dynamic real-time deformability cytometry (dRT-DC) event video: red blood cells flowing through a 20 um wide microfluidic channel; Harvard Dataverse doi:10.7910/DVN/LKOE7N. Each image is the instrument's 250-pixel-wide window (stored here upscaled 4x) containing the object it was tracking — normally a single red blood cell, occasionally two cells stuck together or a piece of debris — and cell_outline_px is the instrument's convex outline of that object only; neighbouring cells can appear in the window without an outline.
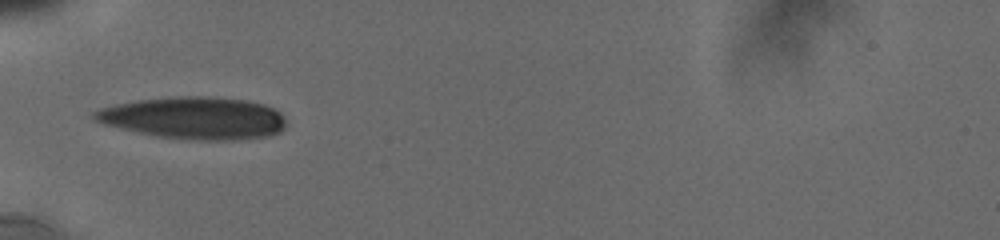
{"species": "human", "species_latin": "Homo sapiens", "temperature_condition": "cold", "stored_images_in_passage": 37, "camera_frame_rate_fps": 3000, "um_per_image_px": 0.085, "donor": {"sex": "male"}, "frame": {"image": 1, "passage_image": 1, "time_ms": 0.0, "image_size_px": [1000, 240], "cell_outline_px": [[284, 128], [280, 132], [268, 136], [240, 140], [196, 140], [156, 136], [104, 124], [96, 120], [92, 116], [92, 112], [100, 108], [116, 104], [136, 100], [176, 96], [204, 96], [244, 100], [264, 104], [280, 112], [284, 116]], "centroid_in_image_um": [16.51, 10.03], "position_along_channel_um": 68.5, "area_um2": 47.05}}
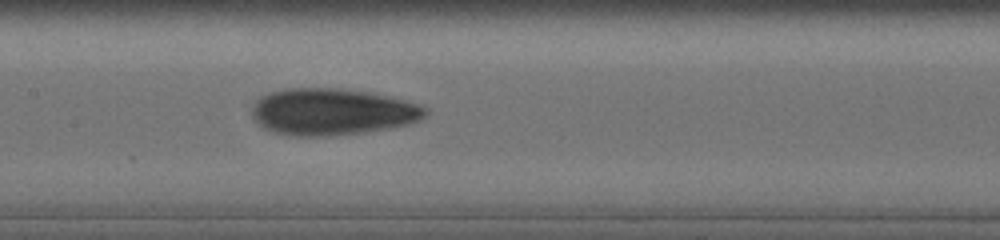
{"frame": {"image": 2, "passage_image": 11, "time_ms": 3.0, "image_size_px": [1000, 240], "cell_outline_px": [[428, 112], [420, 120], [408, 124], [388, 128], [332, 136], [296, 136], [276, 132], [264, 128], [252, 116], [252, 108], [256, 100], [260, 96], [272, 92], [288, 88], [340, 88], [364, 92], [404, 100], [428, 108]], "centroid_in_image_um": [28.21, 9.5], "position_along_channel_um": 179.2, "area_um2": 46.64}}
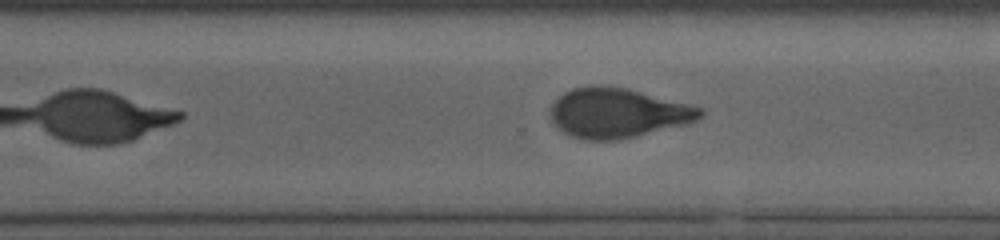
{"frame": {"image": 3, "passage_image": 23, "time_ms": 6.667, "image_size_px": [1000, 240], "cell_outline_px": [[704, 116], [696, 120], [684, 124], [616, 140], [584, 140], [572, 136], [564, 132], [552, 120], [552, 104], [564, 92], [572, 88], [588, 84], [604, 84], [628, 88], [704, 108]], "centroid_in_image_um": [52.51, 9.56], "position_along_channel_um": 318.1, "area_um2": 43.18}, "authors_computed_cell_mechanics": {"area_um2": 44.5638, "velocity_mm_per_s": 3.8079, "shape_relaxation_time_tau1_ms": 4.8373, "shape_relaxation_time_tau2_ms": 2.1718, "deformation_change_tau1": 0.1949, "deformation_change_tau2": 0.0821}}